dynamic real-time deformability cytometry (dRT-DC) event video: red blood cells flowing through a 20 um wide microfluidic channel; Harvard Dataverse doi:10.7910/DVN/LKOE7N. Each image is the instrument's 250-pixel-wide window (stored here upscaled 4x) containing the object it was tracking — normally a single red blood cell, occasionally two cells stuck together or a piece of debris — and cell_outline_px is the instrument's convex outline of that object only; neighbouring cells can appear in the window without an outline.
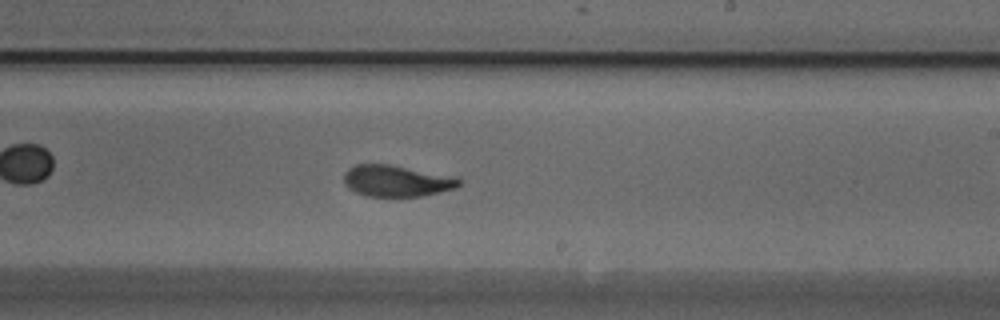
{"species": "Egyptian fruit bat (a non-hibernating species)", "species_latin": "Rousettus aegyptiacus", "temperature_condition": "cold", "stored_images_in_passage": 54, "camera_frame_rate_fps": 3000, "um_per_image_px": 0.085, "animal": {"sex": "male"}, "frame": {"image": 1, "passage_image": 31, "time_ms": 10.0, "image_size_px": [1000, 320], "cell_outline_px": [[464, 180], [456, 188], [424, 196], [364, 196], [348, 188], [344, 184], [344, 172], [348, 168], [356, 164], [388, 164], [460, 176]], "centroid_in_image_um": [33.77, 15.37], "position_along_channel_um": 255.2, "area_um2": 21.56}, "authors_computed_cell_mechanics": {"area_um2": 21.5305, "velocity_mm_per_s": 3.7847, "shape_relaxation_time_tau1_ms": 3.0384, "shape_relaxation_time_tau2_ms": 1.3456, "deformation_change_tau1": 0.1676, "deformation_change_tau2": 0.0711}}